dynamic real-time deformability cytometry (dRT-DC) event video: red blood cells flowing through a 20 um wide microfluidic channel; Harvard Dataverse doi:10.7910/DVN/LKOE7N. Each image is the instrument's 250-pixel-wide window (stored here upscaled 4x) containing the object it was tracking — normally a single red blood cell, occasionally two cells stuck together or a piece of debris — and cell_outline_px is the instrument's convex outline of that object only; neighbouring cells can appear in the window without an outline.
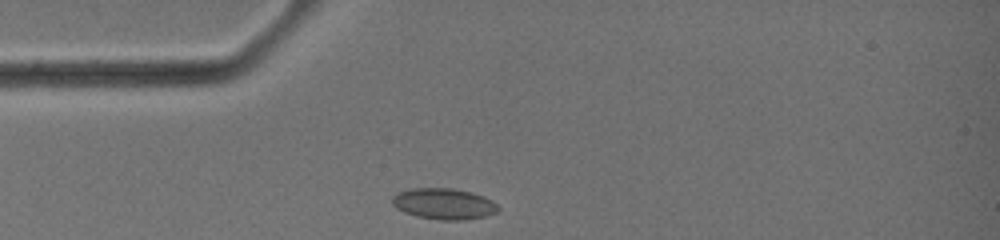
{"species": "common noctule bat (a hibernating species)", "species_latin": "Nyctalus noctula", "temperature_condition": "warm", "stored_images_in_passage": 24, "camera_frame_rate_fps": 3000, "um_per_image_px": 0.085, "animal": {"sex": "female", "body_mass_g": 19.0, "forearm_length_mm": 51.5}, "frame": {"image": 1, "passage_image": 1, "time_ms": 0.0, "image_size_px": [1000, 240], "cell_outline_px": [[500, 208], [496, 212], [484, 216], [464, 220], [440, 220], [416, 216], [404, 212], [396, 208], [392, 204], [392, 196], [400, 192], [412, 188], [452, 188], [472, 192], [484, 196], [492, 200]], "centroid_in_image_um": [37.73, 17.32], "position_along_channel_um": 47.3, "area_um2": 19.19}}
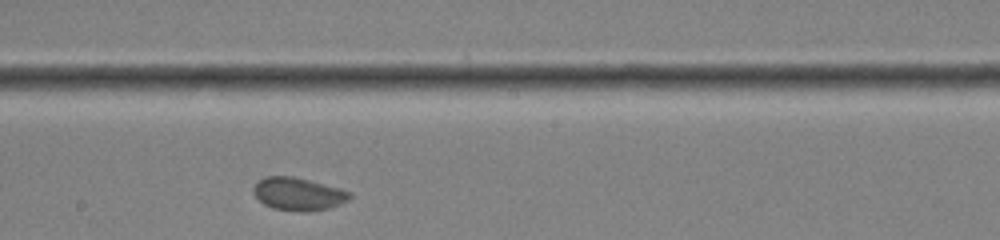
{"frame": {"image": 2, "passage_image": 13, "time_ms": 4.0, "image_size_px": [1000, 240], "cell_outline_px": [[352, 196], [348, 200], [340, 204], [328, 208], [304, 212], [272, 208], [264, 204], [252, 192], [252, 188], [264, 176], [292, 176], [340, 188], [352, 192]], "centroid_in_image_um": [25.36, 16.48], "position_along_channel_um": 222.8, "area_um2": 18.32}}
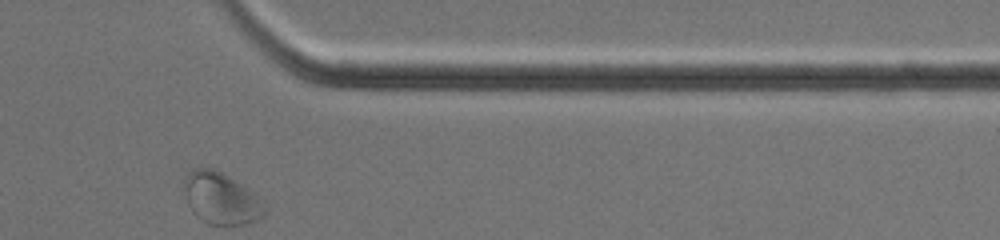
{"frame": {"image": 3, "passage_image": 24, "time_ms": 7.667, "image_size_px": [1000, 240], "cell_outline_px": [[268, 208], [264, 216], [256, 220], [244, 224], [208, 224], [196, 216], [188, 204], [184, 188], [188, 172], [196, 168], [212, 168], [220, 172], [264, 200]], "centroid_in_image_um": [18.83, 16.89], "position_along_channel_um": 392.6, "area_um2": 23.81}, "authors_computed_cell_mechanics": {"area_um2": 18.6405, "velocity_mm_per_s": 4.6428, "shape_relaxation_time_tau1_ms": null, "shape_relaxation_time_tau2_ms": 0.7733, "deformation_change_tau1": null, "deformation_change_tau2": 0.0504}}